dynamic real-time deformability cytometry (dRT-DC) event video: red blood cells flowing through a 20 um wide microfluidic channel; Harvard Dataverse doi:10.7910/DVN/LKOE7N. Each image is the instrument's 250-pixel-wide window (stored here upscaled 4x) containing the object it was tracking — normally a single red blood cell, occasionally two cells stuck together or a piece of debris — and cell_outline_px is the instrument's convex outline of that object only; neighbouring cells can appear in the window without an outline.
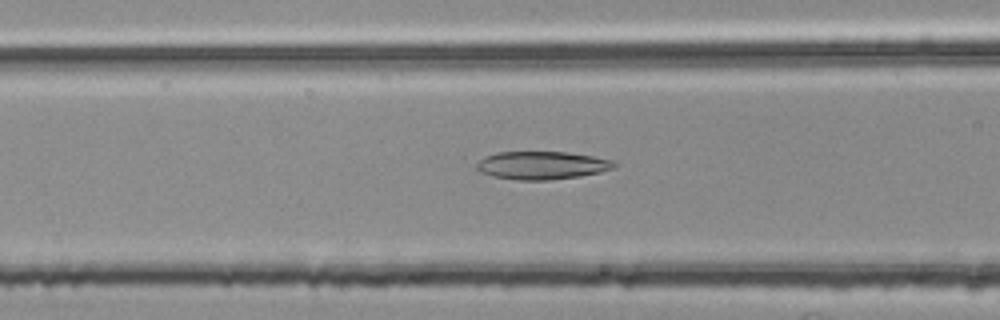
{"species": "common noctule bat (a hibernating species)", "species_latin": "Nyctalus noctula", "temperature_condition": "room temperature", "stored_images_in_passage": 35, "camera_frame_rate_fps": 3000, "um_per_image_px": 0.085, "animal": {"sex": "female", "body_mass_g": 25.1}, "frame": {"image": 1, "passage_image": 8, "time_ms": 2.333, "image_size_px": [1000, 320], "cell_outline_px": [[616, 168], [600, 172], [580, 176], [548, 180], [520, 180], [492, 176], [480, 172], [476, 168], [476, 164], [480, 160], [488, 156], [500, 152], [568, 152], [592, 156], [612, 160], [616, 164]], "centroid_in_image_um": [46.09, 14.06], "position_along_channel_um": 120.5, "area_um2": 22.31}}
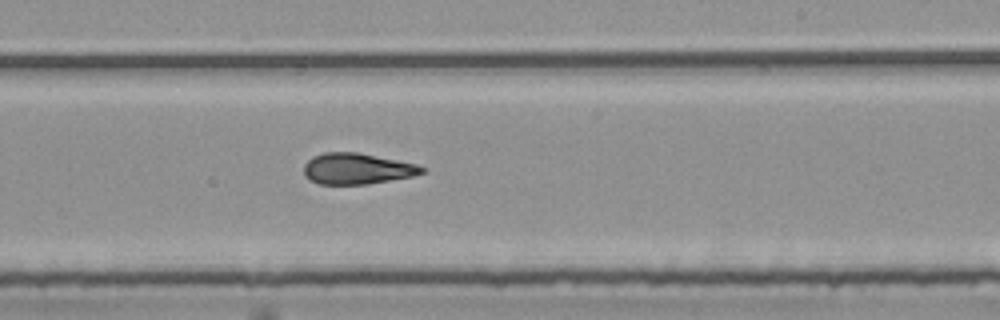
{"frame": {"image": 2, "passage_image": 19, "time_ms": 6.0, "image_size_px": [1000, 320], "cell_outline_px": [[428, 172], [412, 176], [368, 184], [320, 184], [304, 176], [304, 164], [312, 156], [324, 152], [356, 152], [416, 164], [428, 168]], "centroid_in_image_um": [30.36, 14.34], "position_along_channel_um": 258.6, "area_um2": 21.33}}
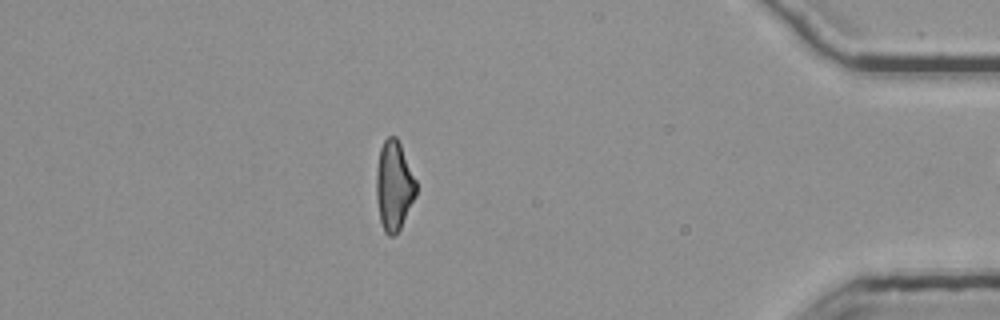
{"frame": {"image": 3, "passage_image": 34, "time_ms": 11.0, "image_size_px": [1000, 320], "cell_outline_px": [[416, 196], [400, 228], [392, 236], [388, 236], [384, 232], [380, 220], [376, 196], [376, 168], [380, 148], [384, 140], [388, 136], [396, 136], [400, 144], [416, 180]], "centroid_in_image_um": [33.47, 15.78], "position_along_channel_um": 401.7, "area_um2": 20.69}}